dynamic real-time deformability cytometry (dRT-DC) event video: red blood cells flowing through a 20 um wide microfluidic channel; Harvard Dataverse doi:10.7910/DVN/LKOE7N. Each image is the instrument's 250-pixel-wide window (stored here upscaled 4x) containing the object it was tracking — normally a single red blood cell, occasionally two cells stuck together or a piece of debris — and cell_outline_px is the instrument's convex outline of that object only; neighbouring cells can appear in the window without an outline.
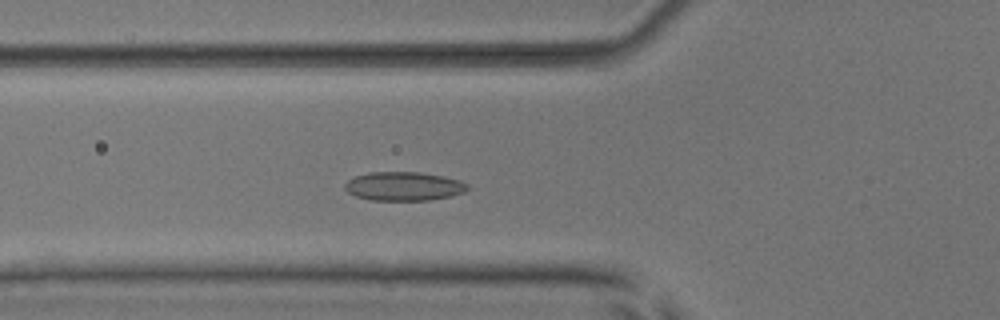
{"species": "common noctule bat (a hibernating species)", "species_latin": "Nyctalus noctula", "temperature_condition": "room temperature", "stored_images_in_passage": 39, "camera_frame_rate_fps": 3000, "um_per_image_px": 0.085, "animal": {"sex": "male", "body_mass_g": 17.9, "forearm_length_mm": 54.2}, "frame": {"image": 1, "passage_image": 5, "time_ms": 1.333, "image_size_px": [1000, 320], "cell_outline_px": [[468, 188], [464, 192], [452, 196], [428, 200], [368, 200], [356, 196], [348, 192], [344, 188], [344, 184], [348, 180], [356, 176], [368, 172], [420, 172], [444, 176], [460, 180], [468, 184]], "centroid_in_image_um": [34.32, 15.83], "position_along_channel_um": 91.5, "area_um2": 20.69}}
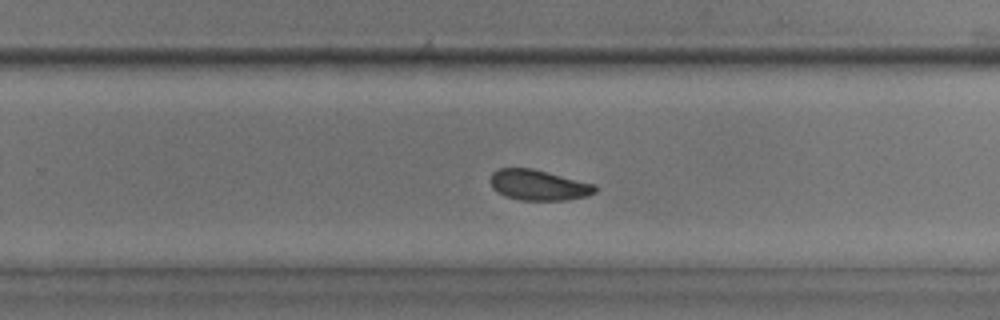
{"frame": {"image": 2, "passage_image": 20, "time_ms": 6.333, "image_size_px": [1000, 320], "cell_outline_px": [[596, 192], [588, 196], [568, 200], [520, 200], [504, 196], [492, 188], [488, 180], [492, 172], [500, 168], [532, 168], [596, 184]], "centroid_in_image_um": [45.76, 15.73], "position_along_channel_um": 284.0, "area_um2": 18.9}}
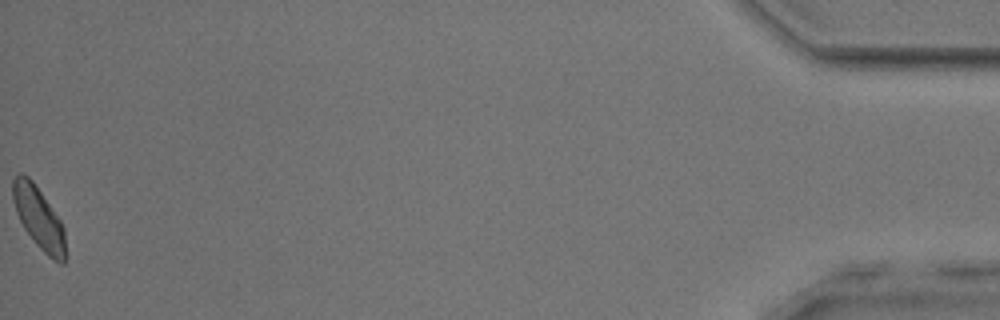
{"frame": {"image": 3, "passage_image": 39, "time_ms": 12.667, "image_size_px": [1000, 320], "cell_outline_px": [[64, 264], [60, 264], [52, 260], [36, 244], [24, 228], [16, 212], [12, 196], [12, 180], [20, 172], [28, 176], [32, 180], [60, 220], [64, 228]], "centroid_in_image_um": [3.27, 18.51], "position_along_channel_um": 431.9, "area_um2": 18.67}, "authors_computed_cell_mechanics": {"area_um2": 18.8428, "velocity_mm_per_s": 3.8638, "shape_relaxation_time_tau1_ms": 4.9501, "shape_relaxation_time_tau2_ms": 2.3314, "deformation_change_tau1": 0.0797, "deformation_change_tau2": 0.0527}}